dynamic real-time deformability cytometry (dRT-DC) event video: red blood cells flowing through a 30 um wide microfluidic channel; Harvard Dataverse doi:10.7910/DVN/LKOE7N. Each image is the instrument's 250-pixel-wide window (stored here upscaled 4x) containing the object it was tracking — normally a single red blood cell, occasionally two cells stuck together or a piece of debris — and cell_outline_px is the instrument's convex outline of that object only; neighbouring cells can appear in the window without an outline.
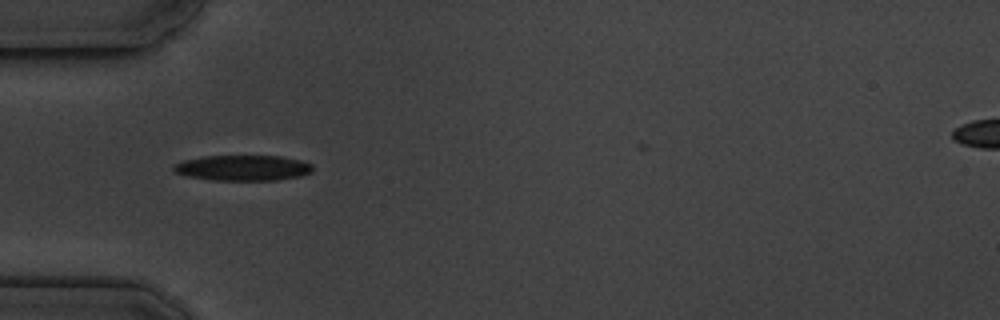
{"species": "common noctule bat (a hibernating species)", "species_latin": "Nyctalus noctula", "temperature_condition": "cold", "stored_images_in_passage": 4, "camera_frame_rate_fps": 3000, "um_per_image_px": 0.085, "animal": {"sex": "male", "body_mass_g": 19.5, "forearm_length_mm": 54.6}, "frame": {"image": 1, "passage_image": 3, "time_ms": 2.333, "image_size_px": [1000, 320], "cell_outline_px": [[312, 172], [300, 176], [276, 180], [212, 180], [188, 176], [176, 172], [172, 168], [172, 164], [184, 160], [204, 156], [280, 156], [300, 160], [312, 164]], "centroid_in_image_um": [20.64, 14.27], "position_along_channel_um": 64.4, "area_um2": 20.63}}